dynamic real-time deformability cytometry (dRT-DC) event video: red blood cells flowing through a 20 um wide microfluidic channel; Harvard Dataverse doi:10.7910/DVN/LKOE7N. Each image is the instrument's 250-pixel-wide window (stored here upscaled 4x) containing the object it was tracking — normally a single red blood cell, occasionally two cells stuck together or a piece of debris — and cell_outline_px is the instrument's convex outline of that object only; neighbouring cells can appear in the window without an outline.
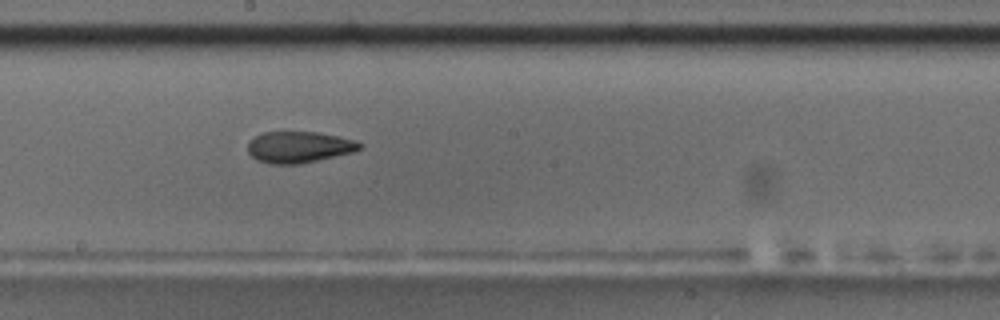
{"species": "common noctule bat (a hibernating species)", "species_latin": "Nyctalus noctula", "temperature_condition": "room temperature", "stored_images_in_passage": 40, "camera_frame_rate_fps": 3000, "um_per_image_px": 0.085, "animal": {"sex": "male", "body_mass_g": 17.5, "forearm_length_mm": 52.3}, "frame": {"image": 1, "passage_image": 18, "time_ms": 5.667, "image_size_px": [1000, 320], "cell_outline_px": [[364, 144], [360, 148], [352, 152], [300, 164], [272, 164], [256, 160], [248, 152], [248, 140], [264, 132], [316, 132], [356, 140]], "centroid_in_image_um": [25.39, 12.5], "position_along_channel_um": 222.8, "area_um2": 20.35}, "authors_computed_cell_mechanics": {"area_um2": 20.8658, "velocity_mm_per_s": 3.7072, "shape_relaxation_time_tau1_ms": 10.959, "shape_relaxation_time_tau2_ms": 4.2209, "deformation_change_tau1": 0.2272, "deformation_change_tau2": 0.1269}}